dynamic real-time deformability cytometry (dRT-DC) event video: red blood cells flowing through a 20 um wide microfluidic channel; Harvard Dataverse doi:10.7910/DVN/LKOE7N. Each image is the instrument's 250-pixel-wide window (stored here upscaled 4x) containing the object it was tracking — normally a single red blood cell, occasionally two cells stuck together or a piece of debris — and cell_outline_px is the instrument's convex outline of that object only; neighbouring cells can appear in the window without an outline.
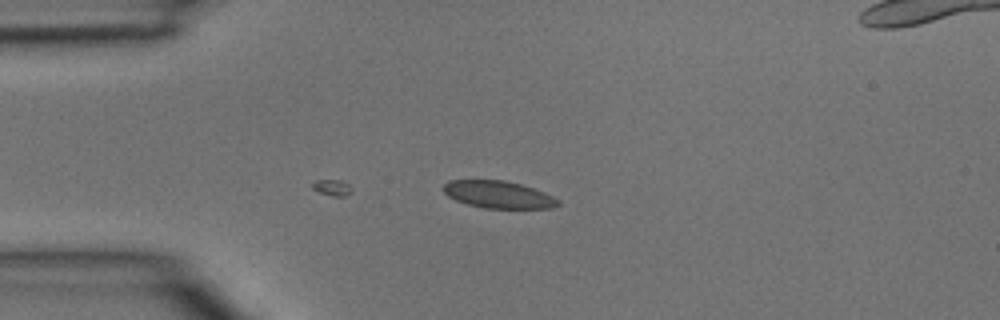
{"species": "common noctule bat (a hibernating species)", "species_latin": "Nyctalus noctula", "temperature_condition": "room temperature", "stored_images_in_passage": 5, "camera_frame_rate_fps": 3000, "um_per_image_px": 0.085, "animal": {"sex": "male", "body_mass_g": 15.6}, "frame": {"image": 1, "passage_image": 4, "time_ms": 1.0, "image_size_px": [1000, 320], "cell_outline_px": [[560, 204], [552, 208], [484, 208], [468, 204], [456, 200], [448, 196], [444, 192], [444, 184], [448, 180], [504, 180], [520, 184], [544, 192], [560, 200]], "centroid_in_image_um": [42.37, 16.54], "position_along_channel_um": 42.6, "area_um2": 18.09}}